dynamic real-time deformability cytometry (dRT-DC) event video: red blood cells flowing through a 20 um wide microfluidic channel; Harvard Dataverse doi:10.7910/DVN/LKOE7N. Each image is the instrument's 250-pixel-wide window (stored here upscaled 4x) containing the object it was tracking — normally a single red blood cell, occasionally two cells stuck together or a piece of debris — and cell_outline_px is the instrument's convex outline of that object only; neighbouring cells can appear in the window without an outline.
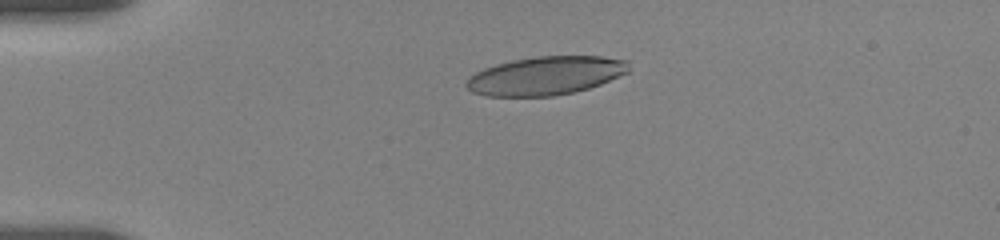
{"species": "human", "species_latin": "Homo sapiens", "temperature_condition": "room temperature", "stored_images_in_passage": 5, "camera_frame_rate_fps": 3000, "um_per_image_px": 0.085, "donor": {"sex": "female"}, "frame": {"image": 1, "passage_image": 4, "time_ms": 3.667, "image_size_px": [1000, 240], "cell_outline_px": [[628, 72], [600, 84], [588, 88], [572, 92], [552, 96], [484, 96], [472, 92], [464, 84], [468, 76], [484, 68], [496, 64], [512, 60], [536, 56], [600, 56], [628, 60]], "centroid_in_image_um": [46.34, 6.43], "position_along_channel_um": 38.7, "area_um2": 36.41}}